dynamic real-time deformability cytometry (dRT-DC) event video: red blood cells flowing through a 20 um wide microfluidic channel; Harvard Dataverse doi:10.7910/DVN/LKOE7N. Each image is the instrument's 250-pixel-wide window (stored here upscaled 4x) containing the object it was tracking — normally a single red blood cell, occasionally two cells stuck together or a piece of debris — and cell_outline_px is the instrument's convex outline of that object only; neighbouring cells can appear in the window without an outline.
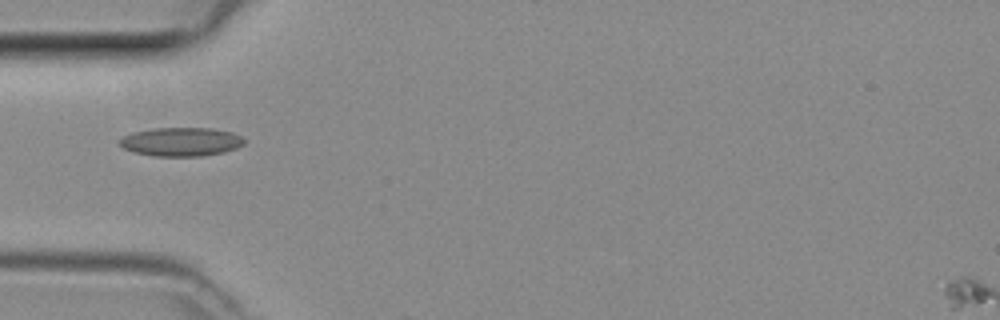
{"species": "common noctule bat (a hibernating species)", "species_latin": "Nyctalus noctula", "temperature_condition": "room temperature", "stored_images_in_passage": 2, "camera_frame_rate_fps": 3000, "um_per_image_px": 0.085, "animal": {"sex": "female", "body_mass_g": 29.2, "forearm_length_mm": 56.3}, "frame": {"image": 1, "passage_image": 1, "time_ms": 0.0, "image_size_px": [1000, 320], "cell_outline_px": [[244, 144], [236, 148], [224, 152], [200, 156], [156, 156], [136, 152], [124, 148], [120, 144], [120, 140], [124, 136], [132, 132], [152, 128], [212, 128], [232, 132], [240, 136], [244, 140]], "centroid_in_image_um": [15.41, 12.04], "position_along_channel_um": 69.6, "area_um2": 20.69}}